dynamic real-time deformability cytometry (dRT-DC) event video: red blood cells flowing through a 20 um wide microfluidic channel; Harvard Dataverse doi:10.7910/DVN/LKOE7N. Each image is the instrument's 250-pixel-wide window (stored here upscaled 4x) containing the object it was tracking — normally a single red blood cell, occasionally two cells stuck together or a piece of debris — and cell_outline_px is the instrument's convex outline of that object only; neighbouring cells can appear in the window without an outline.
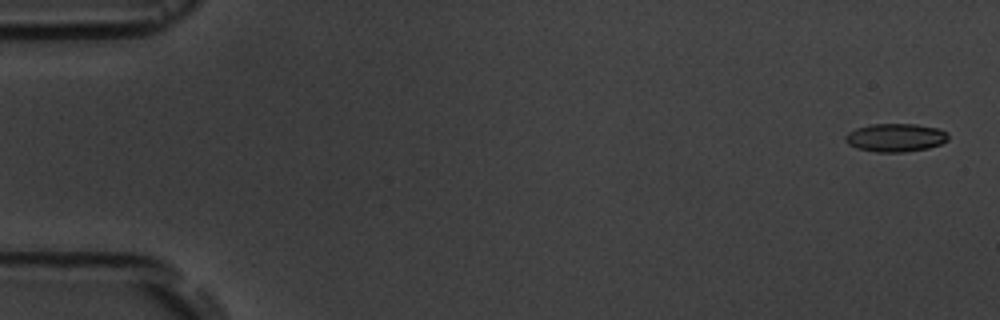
{"species": "common noctule bat (a hibernating species)", "species_latin": "Nyctalus noctula", "temperature_condition": "room temperature", "stored_images_in_passage": 9, "camera_frame_rate_fps": 3000, "um_per_image_px": 0.085, "animal": {"sex": "male", "body_mass_g": 19.5, "forearm_length_mm": 54.6}, "frame": {"image": 1, "passage_image": 1, "time_ms": 0.0, "image_size_px": [1000, 320], "cell_outline_px": [[948, 140], [940, 144], [928, 148], [904, 152], [876, 152], [856, 148], [848, 144], [844, 140], [844, 136], [848, 132], [856, 128], [872, 124], [916, 124], [940, 128], [948, 132]], "centroid_in_image_um": [76.12, 11.69], "position_along_channel_um": 8.9, "area_um2": 17.11}}
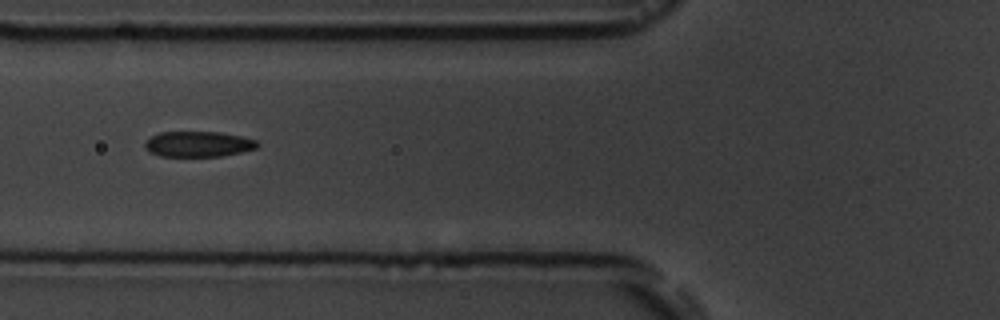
{"frame": {"image": 2, "passage_image": 6, "time_ms": 6.667, "image_size_px": [1000, 320], "cell_outline_px": [[260, 144], [256, 148], [240, 152], [220, 156], [160, 156], [144, 148], [144, 144], [152, 136], [160, 132], [220, 132], [240, 136], [256, 140]], "centroid_in_image_um": [16.86, 12.24], "position_along_channel_um": 108.9, "area_um2": 16.53}}
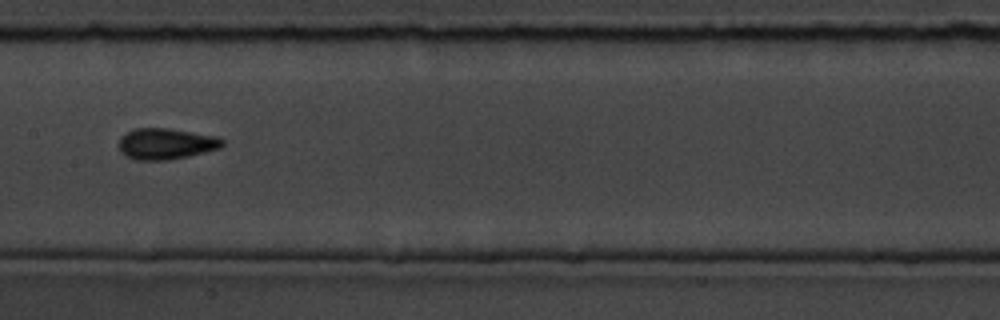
{"frame": {"image": 3, "passage_image": 8, "time_ms": 9.0, "image_size_px": [1000, 320], "cell_outline_px": [[224, 144], [220, 148], [188, 156], [168, 160], [136, 160], [120, 152], [116, 144], [120, 136], [136, 128], [168, 128], [216, 136], [224, 140]], "centroid_in_image_um": [14.07, 12.22], "position_along_channel_um": 193.3, "area_um2": 18.84}}